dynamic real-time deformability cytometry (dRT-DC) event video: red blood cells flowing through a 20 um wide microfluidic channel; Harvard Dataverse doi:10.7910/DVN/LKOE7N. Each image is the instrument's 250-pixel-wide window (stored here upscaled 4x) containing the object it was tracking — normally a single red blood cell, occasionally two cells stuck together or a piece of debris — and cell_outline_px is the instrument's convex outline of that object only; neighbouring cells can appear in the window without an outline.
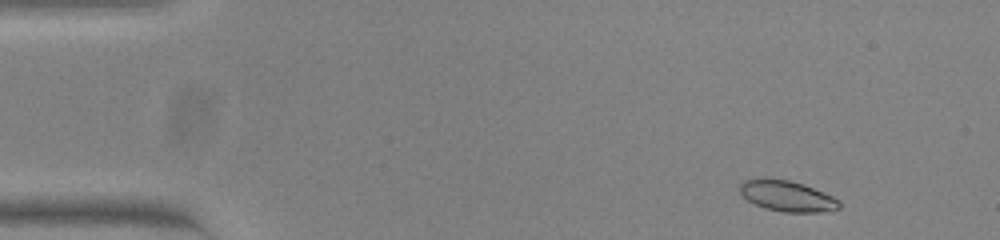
{"species": "common noctule bat (a hibernating species)", "species_latin": "Nyctalus noctula", "temperature_condition": "warm", "stored_images_in_passage": 50, "camera_frame_rate_fps": 3000, "um_per_image_px": 0.085, "animal": {"sex": "female", "body_mass_g": 23.0, "forearm_length_mm": 53.4}, "frame": {"image": 1, "passage_image": 2, "time_ms": 0.333, "image_size_px": [1000, 240], "cell_outline_px": [[840, 208], [820, 212], [784, 212], [764, 208], [748, 200], [740, 192], [740, 184], [744, 180], [760, 176], [764, 176], [788, 180], [804, 184], [832, 196], [840, 200]], "centroid_in_image_um": [66.87, 16.63], "position_along_channel_um": 18.1, "area_um2": 18.03}}
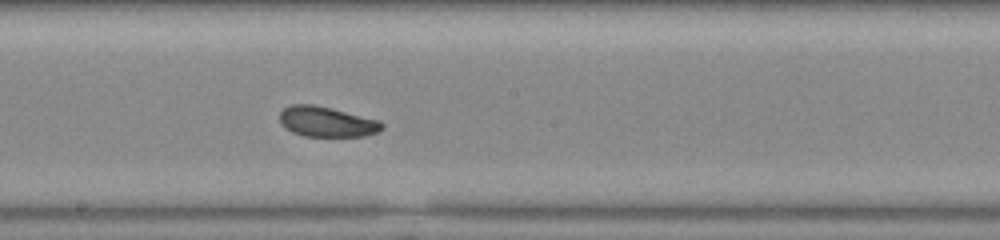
{"frame": {"image": 2, "passage_image": 26, "time_ms": 8.333, "image_size_px": [1000, 240], "cell_outline_px": [[384, 128], [376, 132], [364, 136], [304, 136], [292, 132], [284, 128], [280, 124], [280, 112], [284, 108], [292, 104], [312, 104], [380, 120], [384, 124]], "centroid_in_image_um": [27.75, 10.35], "position_along_channel_um": 220.4, "area_um2": 17.98}}
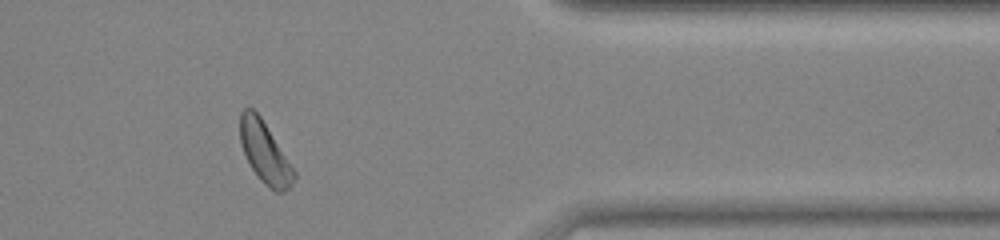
{"frame": {"image": 3, "passage_image": 41, "time_ms": 13.333, "image_size_px": [1000, 240], "cell_outline_px": [[296, 176], [292, 184], [284, 192], [276, 192], [264, 184], [260, 180], [252, 168], [240, 144], [240, 112], [244, 108], [252, 108], [260, 116], [296, 172]], "centroid_in_image_um": [22.5, 12.97], "position_along_channel_um": 388.9, "area_um2": 18.96}, "authors_computed_cell_mechanics": {"area_um2": 18.3804, "velocity_mm_per_s": 3.7917, "shape_relaxation_time_tau1_ms": 4.4381, "shape_relaxation_time_tau2_ms": 3.7761, "deformation_change_tau1": 0.0983, "deformation_change_tau2": 0.0892}}